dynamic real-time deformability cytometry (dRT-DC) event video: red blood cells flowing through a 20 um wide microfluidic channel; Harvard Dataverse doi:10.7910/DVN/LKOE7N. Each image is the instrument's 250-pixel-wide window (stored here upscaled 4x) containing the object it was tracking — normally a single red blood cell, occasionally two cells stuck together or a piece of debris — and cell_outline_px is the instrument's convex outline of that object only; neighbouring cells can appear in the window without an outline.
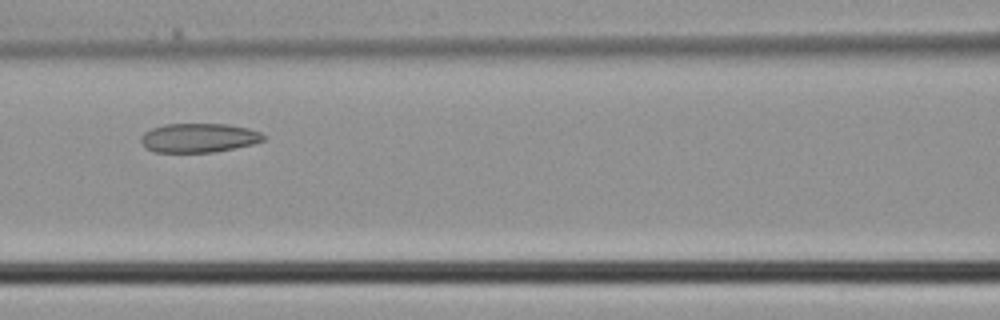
{"species": "common noctule bat (a hibernating species)", "species_latin": "Nyctalus noctula", "temperature_condition": "cold", "stored_images_in_passage": 4, "camera_frame_rate_fps": 3000, "um_per_image_px": 0.085, "animal": {"sex": "male", "body_mass_g": 21.5, "forearm_length_mm": 52.0}, "frame": {"image": 1, "passage_image": 4, "time_ms": 1.0, "image_size_px": [1000, 320], "cell_outline_px": [[268, 136], [264, 140], [252, 144], [216, 152], [152, 152], [144, 148], [140, 140], [140, 136], [144, 132], [152, 128], [164, 124], [228, 124], [248, 128], [260, 132]], "centroid_in_image_um": [16.88, 11.72], "position_along_channel_um": 149.7, "area_um2": 21.04}}